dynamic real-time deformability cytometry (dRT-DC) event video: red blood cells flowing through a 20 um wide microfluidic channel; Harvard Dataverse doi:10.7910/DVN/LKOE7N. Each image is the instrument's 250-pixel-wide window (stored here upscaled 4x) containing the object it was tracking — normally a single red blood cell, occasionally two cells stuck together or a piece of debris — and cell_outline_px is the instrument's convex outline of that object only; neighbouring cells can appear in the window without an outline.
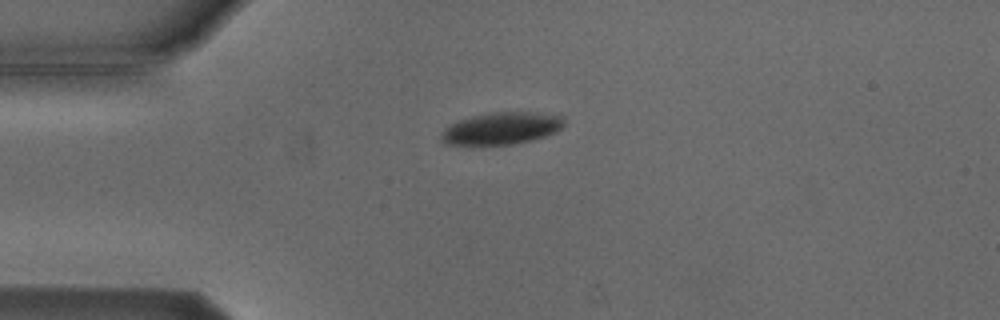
{"species": "Egyptian fruit bat (a non-hibernating species)", "species_latin": "Rousettus aegyptiacus", "temperature_condition": "cold", "stored_images_in_passage": 5, "camera_frame_rate_fps": 3000, "um_per_image_px": 0.085, "animal": {"sex": "male"}, "frame": {"image": 1, "passage_image": 1, "time_ms": 0.0, "image_size_px": [1000, 320], "cell_outline_px": [[564, 124], [556, 132], [532, 140], [512, 144], [444, 144], [440, 140], [440, 136], [444, 128], [448, 124], [460, 120], [476, 116], [496, 112], [536, 112], [564, 116]], "centroid_in_image_um": [42.63, 10.91], "position_along_channel_um": 42.4, "area_um2": 22.77}}
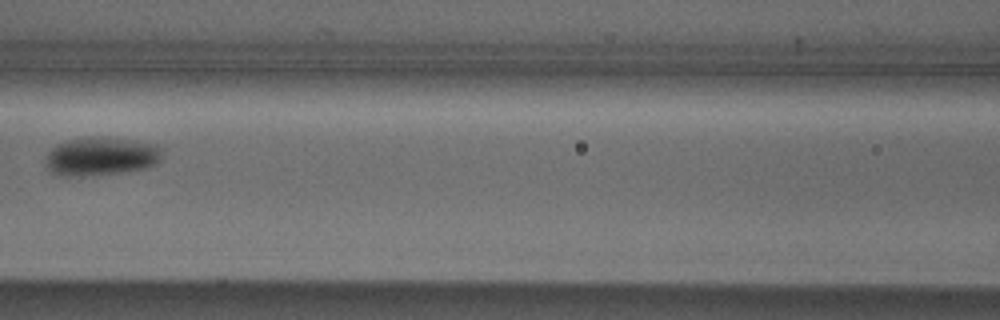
{"frame": {"image": 2, "passage_image": 4, "time_ms": 3.667, "image_size_px": [1000, 320], "cell_outline_px": [[160, 160], [156, 164], [144, 168], [120, 172], [80, 176], [56, 176], [44, 164], [44, 160], [48, 152], [56, 144], [68, 140], [88, 136], [92, 136], [132, 140], [156, 144], [160, 148]], "centroid_in_image_um": [8.52, 13.28], "position_along_channel_um": 158.1, "area_um2": 26.13}}
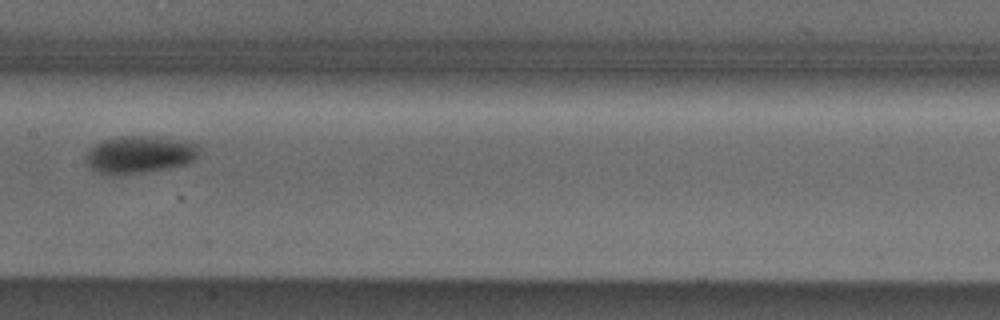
{"frame": {"image": 3, "passage_image": 5, "time_ms": 4.667, "image_size_px": [1000, 320], "cell_outline_px": [[200, 156], [196, 160], [188, 164], [168, 168], [116, 176], [100, 172], [92, 168], [84, 160], [88, 152], [96, 144], [104, 140], [120, 136], [160, 136], [188, 140], [200, 144]], "centroid_in_image_um": [11.98, 13.12], "position_along_channel_um": 195.4, "area_um2": 25.2}}